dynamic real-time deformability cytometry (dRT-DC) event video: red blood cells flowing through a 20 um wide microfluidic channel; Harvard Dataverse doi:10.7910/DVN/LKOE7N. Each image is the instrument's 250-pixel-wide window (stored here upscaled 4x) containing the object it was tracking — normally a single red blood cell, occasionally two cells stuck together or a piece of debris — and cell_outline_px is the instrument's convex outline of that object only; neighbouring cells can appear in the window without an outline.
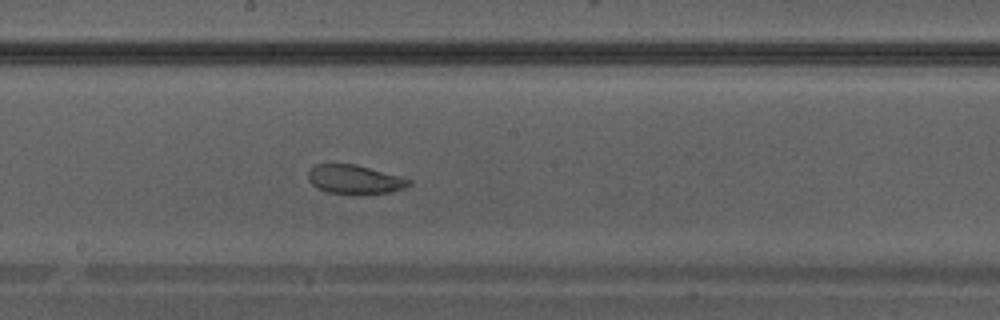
{"species": "Egyptian fruit bat (a non-hibernating species)", "species_latin": "Rousettus aegyptiacus", "temperature_condition": "warm", "stored_images_in_passage": 33, "camera_frame_rate_fps": 3000, "um_per_image_px": 0.085, "animal": {"sex": "male"}, "frame": {"image": 1, "passage_image": 15, "time_ms": 4.667, "image_size_px": [1000, 320], "cell_outline_px": [[412, 184], [404, 188], [388, 192], [364, 196], [328, 192], [316, 188], [308, 180], [308, 172], [316, 164], [356, 164], [412, 180]], "centroid_in_image_um": [30.14, 15.28], "position_along_channel_um": 218.1, "area_um2": 17.22}}